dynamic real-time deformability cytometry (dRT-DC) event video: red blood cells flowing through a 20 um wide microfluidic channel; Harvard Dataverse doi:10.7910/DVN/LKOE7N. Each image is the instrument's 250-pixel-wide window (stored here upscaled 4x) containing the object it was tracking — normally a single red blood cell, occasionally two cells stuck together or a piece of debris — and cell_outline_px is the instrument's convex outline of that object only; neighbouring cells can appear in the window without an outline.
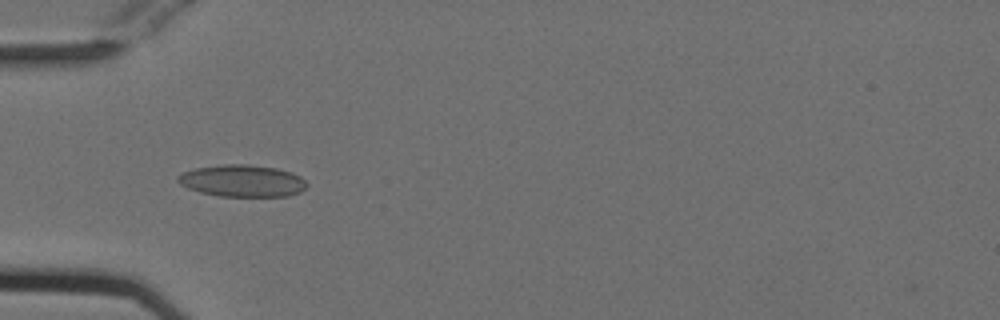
{"species": "Egyptian fruit bat (a non-hibernating species)", "species_latin": "Rousettus aegyptiacus", "temperature_condition": "cold", "stored_images_in_passage": 53, "camera_frame_rate_fps": 3000, "um_per_image_px": 0.085, "animal": {"sex": "female"}, "frame": {"image": 1, "passage_image": 17, "time_ms": 5.333, "image_size_px": [1000, 320], "cell_outline_px": [[308, 184], [300, 192], [288, 196], [220, 196], [200, 192], [188, 188], [180, 184], [176, 180], [176, 176], [184, 172], [196, 168], [224, 164], [248, 164], [276, 168], [292, 172], [300, 176]], "centroid_in_image_um": [20.59, 15.37], "position_along_channel_um": 64.4, "area_um2": 23.99}}
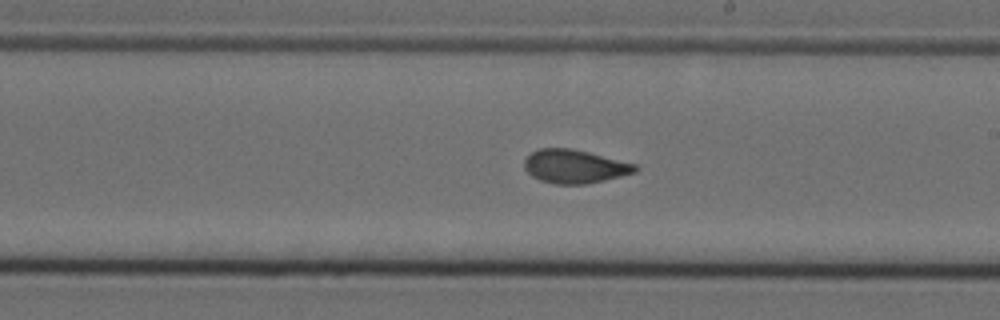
{"frame": {"image": 2, "passage_image": 31, "time_ms": 10.0, "image_size_px": [1000, 320], "cell_outline_px": [[640, 168], [636, 172], [588, 184], [552, 184], [540, 180], [532, 176], [524, 168], [524, 160], [532, 152], [540, 148], [568, 148], [588, 152], [636, 164]], "centroid_in_image_um": [48.84, 14.15], "position_along_channel_um": 240.2, "area_um2": 21.62}}
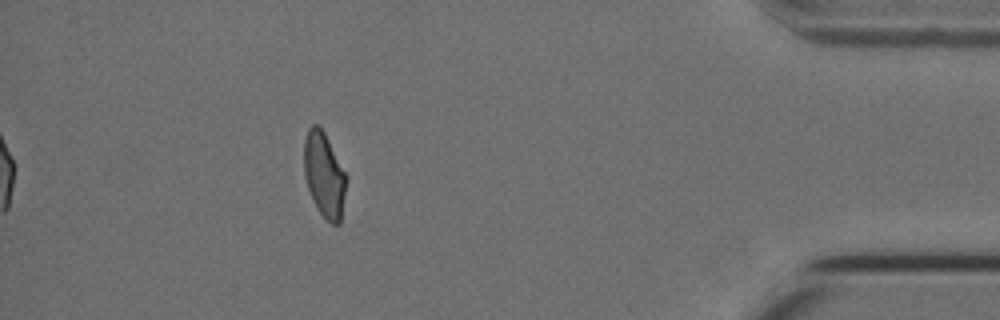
{"frame": {"image": 3, "passage_image": 48, "time_ms": 15.667, "image_size_px": [1000, 320], "cell_outline_px": [[348, 176], [340, 224], [332, 224], [316, 208], [312, 200], [304, 176], [304, 140], [308, 128], [312, 124], [316, 124], [324, 132]], "centroid_in_image_um": [27.56, 14.86], "position_along_channel_um": 407.6, "area_um2": 21.04}, "authors_computed_cell_mechanics": {"area_um2": 21.964, "velocity_mm_per_s": 3.7943, "shape_relaxation_time_tau1_ms": 7.798, "shape_relaxation_time_tau2_ms": 1.1329, "deformation_change_tau1": 0.1584, "deformation_change_tau2": 0.0756}}